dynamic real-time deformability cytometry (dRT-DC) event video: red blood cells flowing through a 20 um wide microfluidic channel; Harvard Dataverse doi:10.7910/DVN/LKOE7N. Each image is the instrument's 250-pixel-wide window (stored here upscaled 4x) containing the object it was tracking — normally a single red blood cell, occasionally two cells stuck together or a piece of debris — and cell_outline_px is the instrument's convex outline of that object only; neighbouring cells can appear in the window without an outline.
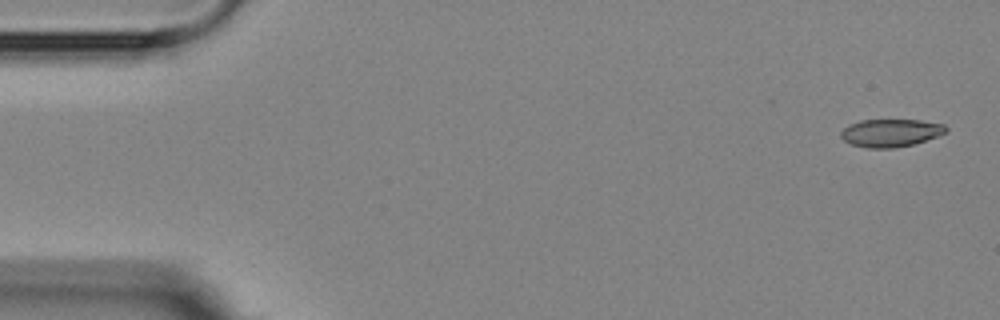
{"species": "Egyptian fruit bat (a non-hibernating species)", "species_latin": "Rousettus aegyptiacus", "temperature_condition": "room temperature", "stored_images_in_passage": 9, "camera_frame_rate_fps": 3000, "um_per_image_px": 0.085, "animal": {"sex": "female"}, "frame": {"image": 1, "passage_image": 1, "time_ms": 0.0, "image_size_px": [1000, 320], "cell_outline_px": [[948, 132], [912, 144], [896, 148], [868, 148], [852, 144], [844, 140], [840, 136], [840, 132], [848, 124], [860, 120], [920, 120], [944, 124], [948, 128]], "centroid_in_image_um": [75.69, 11.28], "position_along_channel_um": 9.3, "area_um2": 16.99}}
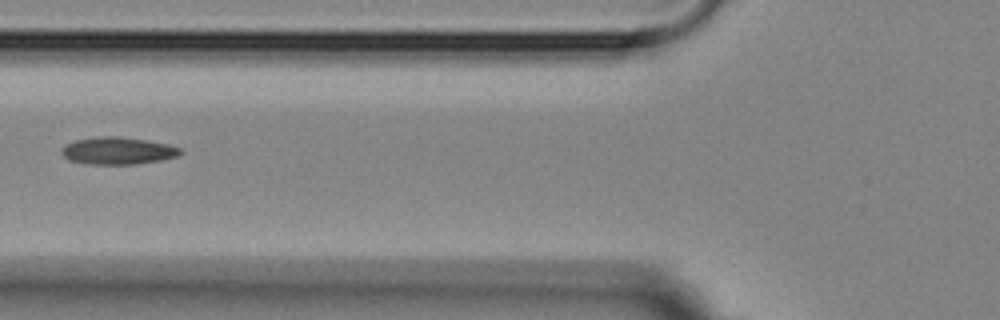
{"frame": {"image": 2, "passage_image": 6, "time_ms": 6.333, "image_size_px": [1000, 320], "cell_outline_px": [[184, 152], [180, 156], [160, 160], [136, 164], [88, 164], [68, 160], [60, 152], [64, 144], [76, 140], [96, 136], [120, 136], [148, 140], [168, 144], [180, 148]], "centroid_in_image_um": [10.02, 12.81], "position_along_channel_um": 115.8, "area_um2": 19.13}}
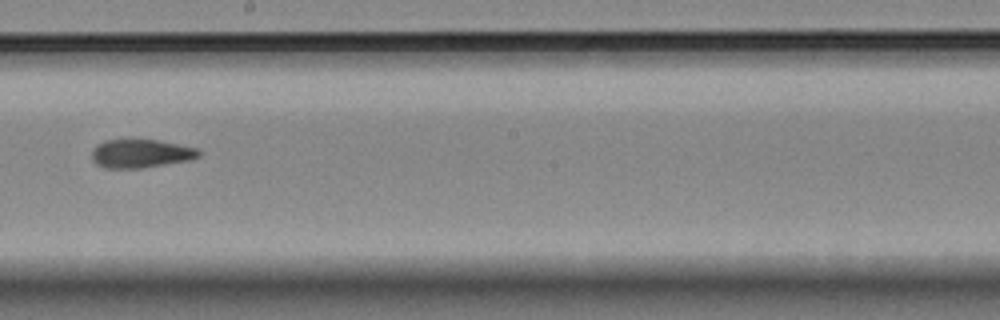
{"frame": {"image": 3, "passage_image": 9, "time_ms": 9.667, "image_size_px": [1000, 320], "cell_outline_px": [[200, 156], [192, 160], [140, 168], [104, 168], [96, 164], [92, 160], [92, 148], [96, 144], [104, 140], [128, 136], [160, 140], [200, 148]], "centroid_in_image_um": [11.95, 12.99], "position_along_channel_um": 236.3, "area_um2": 18.84}}